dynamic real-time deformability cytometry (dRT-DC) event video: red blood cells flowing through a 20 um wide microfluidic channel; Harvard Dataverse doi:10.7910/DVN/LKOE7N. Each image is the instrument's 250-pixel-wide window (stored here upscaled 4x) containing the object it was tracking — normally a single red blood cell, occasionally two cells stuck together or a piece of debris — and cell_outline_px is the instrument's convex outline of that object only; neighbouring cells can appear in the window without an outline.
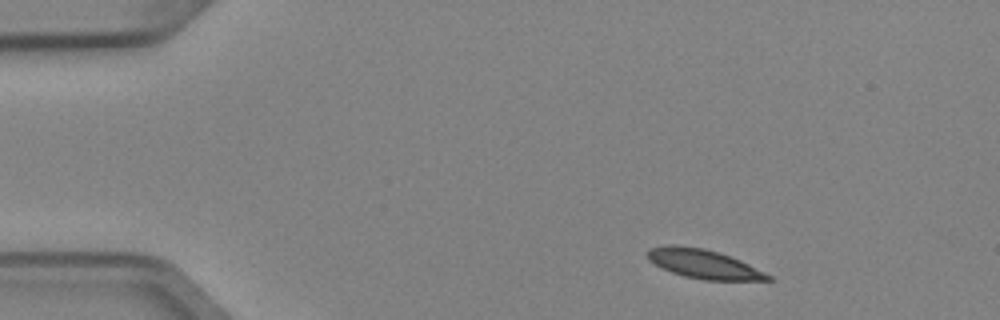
{"species": "Egyptian fruit bat (a non-hibernating species)", "species_latin": "Rousettus aegyptiacus", "temperature_condition": "cold", "stored_images_in_passage": 5, "camera_frame_rate_fps": 3000, "um_per_image_px": 0.085, "animal": {"sex": "female"}, "frame": {"image": 1, "passage_image": 1, "time_ms": 0.0, "image_size_px": [1000, 320], "cell_outline_px": [[772, 280], [704, 280], [684, 276], [672, 272], [648, 260], [644, 252], [648, 248], [668, 244], [672, 244], [704, 248], [740, 260], [772, 276]], "centroid_in_image_um": [59.74, 22.42], "position_along_channel_um": 25.3, "area_um2": 20.29}}
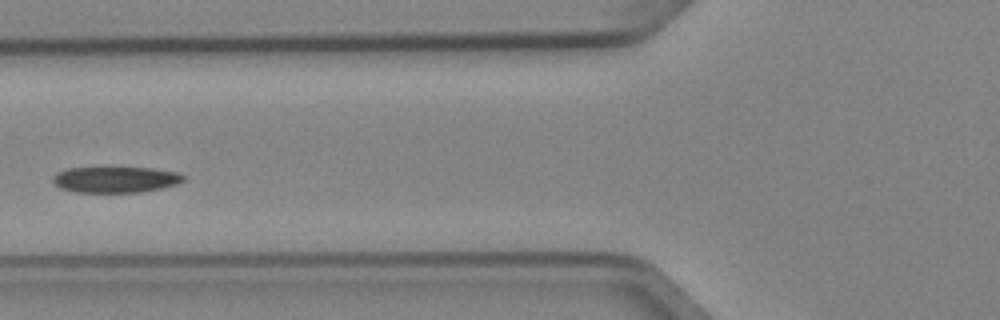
{"frame": {"image": 2, "passage_image": 4, "time_ms": 1.0, "image_size_px": [1000, 320], "cell_outline_px": [[184, 180], [176, 184], [160, 188], [140, 192], [76, 192], [60, 188], [52, 180], [52, 176], [56, 172], [68, 168], [108, 164], [152, 168], [180, 172], [184, 176]], "centroid_in_image_um": [9.78, 15.19], "position_along_channel_um": 116.0, "area_um2": 20.92}}
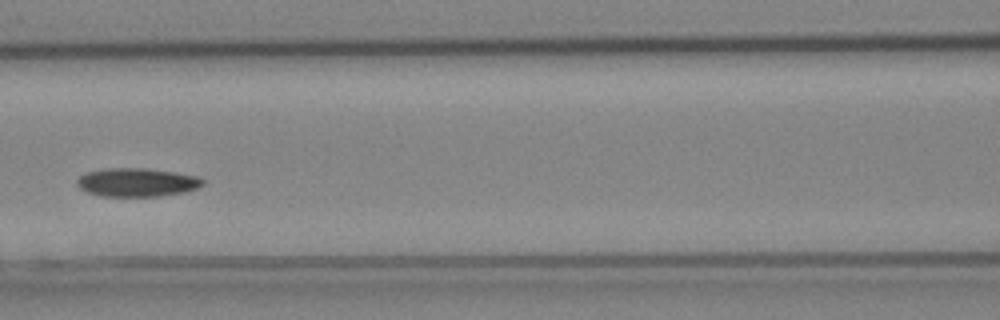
{"frame": {"image": 3, "passage_image": 5, "time_ms": 1.333, "image_size_px": [1000, 320], "cell_outline_px": [[204, 184], [196, 188], [184, 192], [160, 196], [104, 196], [88, 192], [80, 188], [76, 184], [76, 180], [80, 176], [88, 172], [104, 168], [148, 168], [200, 176], [204, 180]], "centroid_in_image_um": [11.66, 15.49], "position_along_channel_um": 154.9, "area_um2": 20.92}}